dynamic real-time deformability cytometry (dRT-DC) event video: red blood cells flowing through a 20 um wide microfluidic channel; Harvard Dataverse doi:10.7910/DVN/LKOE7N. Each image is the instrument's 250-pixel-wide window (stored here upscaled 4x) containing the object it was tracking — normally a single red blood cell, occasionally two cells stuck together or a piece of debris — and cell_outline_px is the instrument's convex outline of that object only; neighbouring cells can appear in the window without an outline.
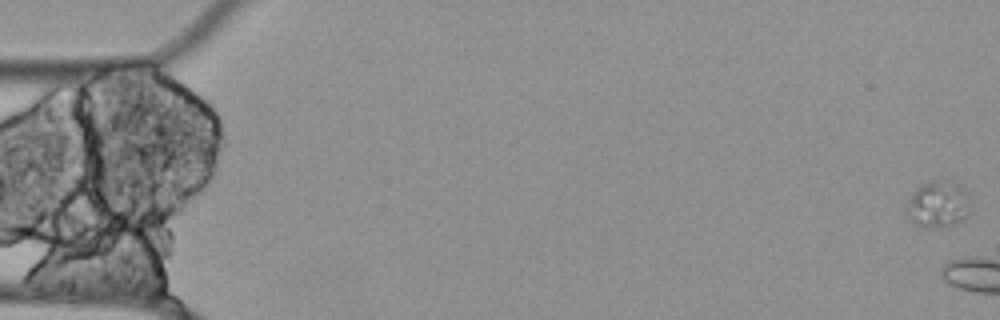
{"species": "Egyptian fruit bat (a non-hibernating species)", "species_latin": "Rousettus aegyptiacus", "temperature_condition": "cold", "stored_images_in_passage": 5, "camera_frame_rate_fps": 3000, "um_per_image_px": 0.085, "animal": {"sex": "female"}, "frame": {"image": 1, "passage_image": 1, "time_ms": 0.0, "image_size_px": [1000, 320], "cell_outline_px": [[968, 212], [960, 220], [944, 228], [940, 228], [916, 224], [908, 216], [908, 212], [912, 192], [920, 184], [932, 180], [940, 180], [960, 184], [964, 188], [968, 196]], "centroid_in_image_um": [79.75, 17.33], "position_along_channel_um": 5.3, "area_um2": 16.76}}